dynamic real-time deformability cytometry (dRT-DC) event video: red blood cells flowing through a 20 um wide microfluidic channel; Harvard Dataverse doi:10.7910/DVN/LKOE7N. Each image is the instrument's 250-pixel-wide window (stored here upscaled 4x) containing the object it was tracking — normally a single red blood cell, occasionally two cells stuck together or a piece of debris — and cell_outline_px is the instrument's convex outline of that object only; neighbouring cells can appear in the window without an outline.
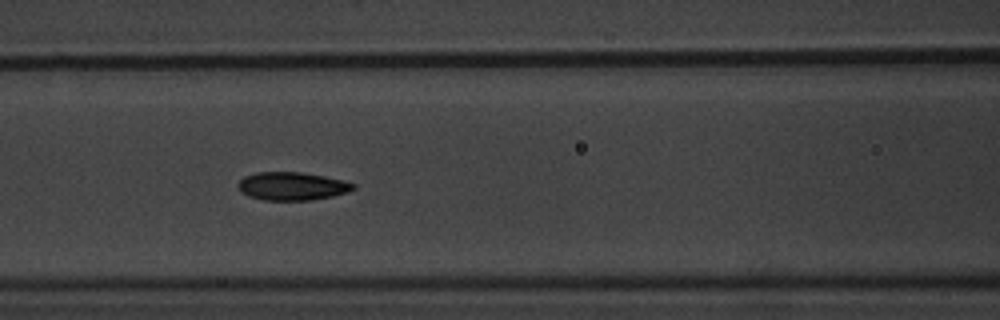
{"species": "common noctule bat (a hibernating species)", "species_latin": "Nyctalus noctula", "temperature_condition": "warm", "stored_images_in_passage": 9, "camera_frame_rate_fps": 3000, "um_per_image_px": 0.085, "animal": {"sex": "male", "body_mass_g": 20.1, "forearm_length_mm": 53.5}, "frame": {"image": 1, "passage_image": 7, "time_ms": 7.0, "image_size_px": [1000, 320], "cell_outline_px": [[356, 188], [348, 192], [332, 196], [312, 200], [264, 200], [248, 196], [240, 192], [236, 184], [244, 176], [256, 172], [300, 172], [324, 176], [344, 180], [356, 184]], "centroid_in_image_um": [24.82, 15.82], "position_along_channel_um": 141.8, "area_um2": 19.07}}